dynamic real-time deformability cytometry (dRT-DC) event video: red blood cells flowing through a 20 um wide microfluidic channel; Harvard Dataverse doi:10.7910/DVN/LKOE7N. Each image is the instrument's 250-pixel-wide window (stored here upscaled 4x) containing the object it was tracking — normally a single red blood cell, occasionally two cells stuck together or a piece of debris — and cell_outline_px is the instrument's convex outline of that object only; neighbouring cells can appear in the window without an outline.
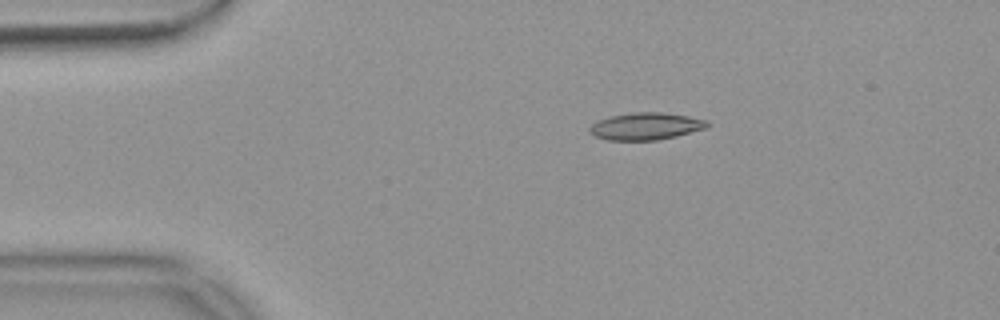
{"species": "common noctule bat (a hibernating species)", "species_latin": "Nyctalus noctula", "temperature_condition": "warm", "stored_images_in_passage": 45, "camera_frame_rate_fps": 3000, "um_per_image_px": 0.085, "animal": {"sex": "female", "body_mass_g": 18.4}, "frame": {"image": 1, "passage_image": 1, "time_ms": 0.0, "image_size_px": [1000, 320], "cell_outline_px": [[708, 128], [676, 136], [656, 140], [608, 140], [596, 136], [588, 132], [588, 128], [596, 120], [612, 116], [632, 112], [660, 112], [688, 116], [708, 120]], "centroid_in_image_um": [54.89, 10.73], "position_along_channel_um": 30.1, "area_um2": 18.67}}
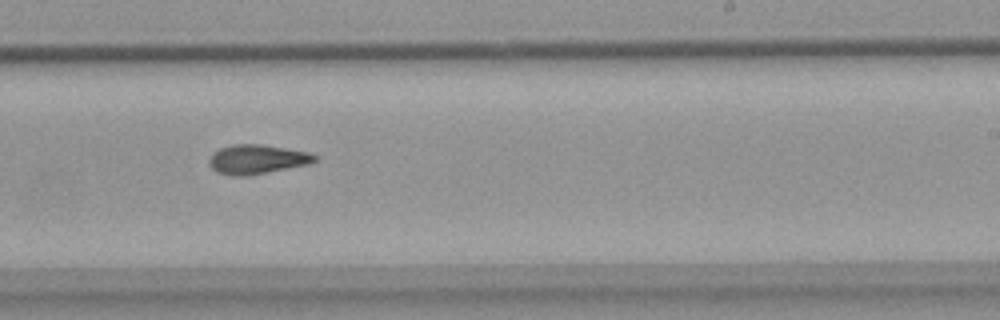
{"frame": {"image": 2, "passage_image": 24, "time_ms": 7.667, "image_size_px": [1000, 320], "cell_outline_px": [[316, 160], [312, 164], [248, 176], [232, 176], [216, 172], [208, 164], [208, 160], [212, 152], [220, 148], [232, 144], [260, 144], [308, 152], [316, 156]], "centroid_in_image_um": [21.82, 13.55], "position_along_channel_um": 267.2, "area_um2": 18.26}}
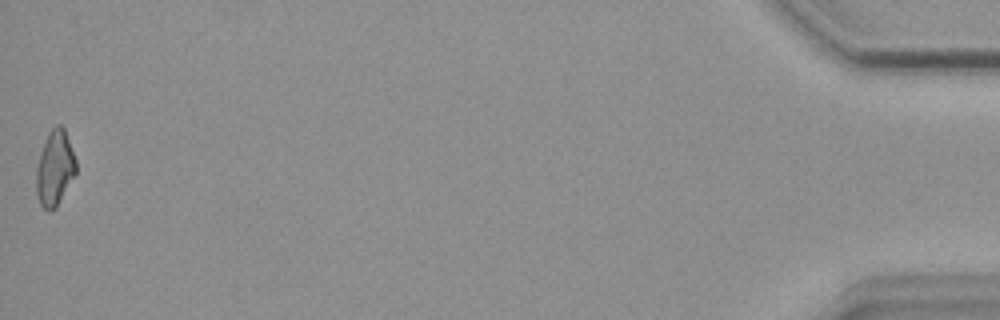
{"frame": {"image": 3, "passage_image": 45, "time_ms": 14.667, "image_size_px": [1000, 320], "cell_outline_px": [[76, 172], [56, 208], [48, 212], [40, 204], [36, 196], [36, 168], [48, 132], [56, 124], [60, 124], [64, 128], [76, 160]], "centroid_in_image_um": [4.65, 14.32], "position_along_channel_um": 430.5, "area_um2": 17.28}, "authors_computed_cell_mechanics": {"area_um2": 17.6868, "velocity_mm_per_s": 3.7425, "shape_relaxation_time_tau1_ms": null, "shape_relaxation_time_tau2_ms": 5.7751, "deformation_change_tau1": null, "deformation_change_tau2": 0.1444}}